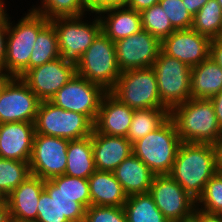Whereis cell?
I'll return each mask as SVG.
<instances>
[{
    "instance_id": "cell-1",
    "label": "cell",
    "mask_w": 222,
    "mask_h": 222,
    "mask_svg": "<svg viewBox=\"0 0 222 222\" xmlns=\"http://www.w3.org/2000/svg\"><path fill=\"white\" fill-rule=\"evenodd\" d=\"M218 171L213 144L181 142L169 175L197 201Z\"/></svg>"
},
{
    "instance_id": "cell-2",
    "label": "cell",
    "mask_w": 222,
    "mask_h": 222,
    "mask_svg": "<svg viewBox=\"0 0 222 222\" xmlns=\"http://www.w3.org/2000/svg\"><path fill=\"white\" fill-rule=\"evenodd\" d=\"M174 121L181 142L215 144L222 133L210 99L190 98L174 107Z\"/></svg>"
},
{
    "instance_id": "cell-3",
    "label": "cell",
    "mask_w": 222,
    "mask_h": 222,
    "mask_svg": "<svg viewBox=\"0 0 222 222\" xmlns=\"http://www.w3.org/2000/svg\"><path fill=\"white\" fill-rule=\"evenodd\" d=\"M25 15L16 25L8 17L6 58L1 71L12 77L21 78L29 70L37 35L49 23V19L32 9Z\"/></svg>"
},
{
    "instance_id": "cell-4",
    "label": "cell",
    "mask_w": 222,
    "mask_h": 222,
    "mask_svg": "<svg viewBox=\"0 0 222 222\" xmlns=\"http://www.w3.org/2000/svg\"><path fill=\"white\" fill-rule=\"evenodd\" d=\"M180 144L176 125L169 116L157 129L134 142L132 148L155 175H169Z\"/></svg>"
},
{
    "instance_id": "cell-5",
    "label": "cell",
    "mask_w": 222,
    "mask_h": 222,
    "mask_svg": "<svg viewBox=\"0 0 222 222\" xmlns=\"http://www.w3.org/2000/svg\"><path fill=\"white\" fill-rule=\"evenodd\" d=\"M76 73L109 92L121 71L117 63L114 42L101 32L77 60Z\"/></svg>"
},
{
    "instance_id": "cell-6",
    "label": "cell",
    "mask_w": 222,
    "mask_h": 222,
    "mask_svg": "<svg viewBox=\"0 0 222 222\" xmlns=\"http://www.w3.org/2000/svg\"><path fill=\"white\" fill-rule=\"evenodd\" d=\"M109 93L130 108H166L159 96L156 74L152 67L121 72Z\"/></svg>"
},
{
    "instance_id": "cell-7",
    "label": "cell",
    "mask_w": 222,
    "mask_h": 222,
    "mask_svg": "<svg viewBox=\"0 0 222 222\" xmlns=\"http://www.w3.org/2000/svg\"><path fill=\"white\" fill-rule=\"evenodd\" d=\"M93 129L94 123L86 115L64 110L50 101H40L35 134L76 140L90 136Z\"/></svg>"
},
{
    "instance_id": "cell-8",
    "label": "cell",
    "mask_w": 222,
    "mask_h": 222,
    "mask_svg": "<svg viewBox=\"0 0 222 222\" xmlns=\"http://www.w3.org/2000/svg\"><path fill=\"white\" fill-rule=\"evenodd\" d=\"M162 104L171 111L191 98V68L160 51L152 66Z\"/></svg>"
},
{
    "instance_id": "cell-9",
    "label": "cell",
    "mask_w": 222,
    "mask_h": 222,
    "mask_svg": "<svg viewBox=\"0 0 222 222\" xmlns=\"http://www.w3.org/2000/svg\"><path fill=\"white\" fill-rule=\"evenodd\" d=\"M82 19L83 17L79 16L57 17L49 20L57 33L61 57L75 63L102 32L98 15L91 23L84 22Z\"/></svg>"
},
{
    "instance_id": "cell-10",
    "label": "cell",
    "mask_w": 222,
    "mask_h": 222,
    "mask_svg": "<svg viewBox=\"0 0 222 222\" xmlns=\"http://www.w3.org/2000/svg\"><path fill=\"white\" fill-rule=\"evenodd\" d=\"M106 93L100 85L76 73L55 93L50 102L64 110L86 115L94 123Z\"/></svg>"
},
{
    "instance_id": "cell-11",
    "label": "cell",
    "mask_w": 222,
    "mask_h": 222,
    "mask_svg": "<svg viewBox=\"0 0 222 222\" xmlns=\"http://www.w3.org/2000/svg\"><path fill=\"white\" fill-rule=\"evenodd\" d=\"M149 193L170 222L193 217L196 201L170 175H155Z\"/></svg>"
},
{
    "instance_id": "cell-12",
    "label": "cell",
    "mask_w": 222,
    "mask_h": 222,
    "mask_svg": "<svg viewBox=\"0 0 222 222\" xmlns=\"http://www.w3.org/2000/svg\"><path fill=\"white\" fill-rule=\"evenodd\" d=\"M68 144L64 138L35 134L29 161L31 175L48 180L65 174Z\"/></svg>"
},
{
    "instance_id": "cell-13",
    "label": "cell",
    "mask_w": 222,
    "mask_h": 222,
    "mask_svg": "<svg viewBox=\"0 0 222 222\" xmlns=\"http://www.w3.org/2000/svg\"><path fill=\"white\" fill-rule=\"evenodd\" d=\"M40 100L19 77H12L0 95V124L34 122Z\"/></svg>"
},
{
    "instance_id": "cell-14",
    "label": "cell",
    "mask_w": 222,
    "mask_h": 222,
    "mask_svg": "<svg viewBox=\"0 0 222 222\" xmlns=\"http://www.w3.org/2000/svg\"><path fill=\"white\" fill-rule=\"evenodd\" d=\"M75 74V62L59 57L39 67L29 69L21 79L40 101H50Z\"/></svg>"
},
{
    "instance_id": "cell-15",
    "label": "cell",
    "mask_w": 222,
    "mask_h": 222,
    "mask_svg": "<svg viewBox=\"0 0 222 222\" xmlns=\"http://www.w3.org/2000/svg\"><path fill=\"white\" fill-rule=\"evenodd\" d=\"M120 71L152 67L161 51V41L141 30L114 42Z\"/></svg>"
},
{
    "instance_id": "cell-16",
    "label": "cell",
    "mask_w": 222,
    "mask_h": 222,
    "mask_svg": "<svg viewBox=\"0 0 222 222\" xmlns=\"http://www.w3.org/2000/svg\"><path fill=\"white\" fill-rule=\"evenodd\" d=\"M210 42L192 29L175 30L161 41V51L192 68L209 57Z\"/></svg>"
},
{
    "instance_id": "cell-17",
    "label": "cell",
    "mask_w": 222,
    "mask_h": 222,
    "mask_svg": "<svg viewBox=\"0 0 222 222\" xmlns=\"http://www.w3.org/2000/svg\"><path fill=\"white\" fill-rule=\"evenodd\" d=\"M45 180L30 175L7 196L4 213L16 222H36L38 203Z\"/></svg>"
},
{
    "instance_id": "cell-18",
    "label": "cell",
    "mask_w": 222,
    "mask_h": 222,
    "mask_svg": "<svg viewBox=\"0 0 222 222\" xmlns=\"http://www.w3.org/2000/svg\"><path fill=\"white\" fill-rule=\"evenodd\" d=\"M34 122L0 124V157L29 162L32 154Z\"/></svg>"
},
{
    "instance_id": "cell-19",
    "label": "cell",
    "mask_w": 222,
    "mask_h": 222,
    "mask_svg": "<svg viewBox=\"0 0 222 222\" xmlns=\"http://www.w3.org/2000/svg\"><path fill=\"white\" fill-rule=\"evenodd\" d=\"M133 114L134 109L120 103L107 92L101 100L94 130L108 136L126 137Z\"/></svg>"
},
{
    "instance_id": "cell-20",
    "label": "cell",
    "mask_w": 222,
    "mask_h": 222,
    "mask_svg": "<svg viewBox=\"0 0 222 222\" xmlns=\"http://www.w3.org/2000/svg\"><path fill=\"white\" fill-rule=\"evenodd\" d=\"M91 138L96 170L113 172L133 153L132 143L126 137L108 136L93 129Z\"/></svg>"
},
{
    "instance_id": "cell-21",
    "label": "cell",
    "mask_w": 222,
    "mask_h": 222,
    "mask_svg": "<svg viewBox=\"0 0 222 222\" xmlns=\"http://www.w3.org/2000/svg\"><path fill=\"white\" fill-rule=\"evenodd\" d=\"M97 14L101 21L102 32L113 42L143 30L141 14L127 6L108 8Z\"/></svg>"
},
{
    "instance_id": "cell-22",
    "label": "cell",
    "mask_w": 222,
    "mask_h": 222,
    "mask_svg": "<svg viewBox=\"0 0 222 222\" xmlns=\"http://www.w3.org/2000/svg\"><path fill=\"white\" fill-rule=\"evenodd\" d=\"M90 206L123 207L128 196L113 172L96 170L89 178Z\"/></svg>"
},
{
    "instance_id": "cell-23",
    "label": "cell",
    "mask_w": 222,
    "mask_h": 222,
    "mask_svg": "<svg viewBox=\"0 0 222 222\" xmlns=\"http://www.w3.org/2000/svg\"><path fill=\"white\" fill-rule=\"evenodd\" d=\"M127 196L148 193L155 174L133 153L114 171Z\"/></svg>"
},
{
    "instance_id": "cell-24",
    "label": "cell",
    "mask_w": 222,
    "mask_h": 222,
    "mask_svg": "<svg viewBox=\"0 0 222 222\" xmlns=\"http://www.w3.org/2000/svg\"><path fill=\"white\" fill-rule=\"evenodd\" d=\"M191 98L210 99L222 90V67L208 57L191 68Z\"/></svg>"
},
{
    "instance_id": "cell-25",
    "label": "cell",
    "mask_w": 222,
    "mask_h": 222,
    "mask_svg": "<svg viewBox=\"0 0 222 222\" xmlns=\"http://www.w3.org/2000/svg\"><path fill=\"white\" fill-rule=\"evenodd\" d=\"M95 171L91 135L69 140L65 175L88 179Z\"/></svg>"
},
{
    "instance_id": "cell-26",
    "label": "cell",
    "mask_w": 222,
    "mask_h": 222,
    "mask_svg": "<svg viewBox=\"0 0 222 222\" xmlns=\"http://www.w3.org/2000/svg\"><path fill=\"white\" fill-rule=\"evenodd\" d=\"M123 208L127 222H170L157 208L149 192L128 196Z\"/></svg>"
},
{
    "instance_id": "cell-27",
    "label": "cell",
    "mask_w": 222,
    "mask_h": 222,
    "mask_svg": "<svg viewBox=\"0 0 222 222\" xmlns=\"http://www.w3.org/2000/svg\"><path fill=\"white\" fill-rule=\"evenodd\" d=\"M167 108L136 109L126 138L133 144L157 129L168 117Z\"/></svg>"
},
{
    "instance_id": "cell-28",
    "label": "cell",
    "mask_w": 222,
    "mask_h": 222,
    "mask_svg": "<svg viewBox=\"0 0 222 222\" xmlns=\"http://www.w3.org/2000/svg\"><path fill=\"white\" fill-rule=\"evenodd\" d=\"M61 57L57 33L49 22L37 35L29 59V69H33Z\"/></svg>"
},
{
    "instance_id": "cell-29",
    "label": "cell",
    "mask_w": 222,
    "mask_h": 222,
    "mask_svg": "<svg viewBox=\"0 0 222 222\" xmlns=\"http://www.w3.org/2000/svg\"><path fill=\"white\" fill-rule=\"evenodd\" d=\"M191 29L210 39L222 37V7L217 0H208L193 16Z\"/></svg>"
},
{
    "instance_id": "cell-30",
    "label": "cell",
    "mask_w": 222,
    "mask_h": 222,
    "mask_svg": "<svg viewBox=\"0 0 222 222\" xmlns=\"http://www.w3.org/2000/svg\"><path fill=\"white\" fill-rule=\"evenodd\" d=\"M30 175L29 162L0 157V191L6 197Z\"/></svg>"
},
{
    "instance_id": "cell-31",
    "label": "cell",
    "mask_w": 222,
    "mask_h": 222,
    "mask_svg": "<svg viewBox=\"0 0 222 222\" xmlns=\"http://www.w3.org/2000/svg\"><path fill=\"white\" fill-rule=\"evenodd\" d=\"M41 7L32 6V10L44 15L47 19L57 17H79L89 11L86 0H42Z\"/></svg>"
},
{
    "instance_id": "cell-32",
    "label": "cell",
    "mask_w": 222,
    "mask_h": 222,
    "mask_svg": "<svg viewBox=\"0 0 222 222\" xmlns=\"http://www.w3.org/2000/svg\"><path fill=\"white\" fill-rule=\"evenodd\" d=\"M140 14L143 29L160 41L175 31L159 3L145 9Z\"/></svg>"
},
{
    "instance_id": "cell-33",
    "label": "cell",
    "mask_w": 222,
    "mask_h": 222,
    "mask_svg": "<svg viewBox=\"0 0 222 222\" xmlns=\"http://www.w3.org/2000/svg\"><path fill=\"white\" fill-rule=\"evenodd\" d=\"M44 189L56 201L59 211L70 222H84L86 209L74 198L60 190L50 179L45 180Z\"/></svg>"
},
{
    "instance_id": "cell-34",
    "label": "cell",
    "mask_w": 222,
    "mask_h": 222,
    "mask_svg": "<svg viewBox=\"0 0 222 222\" xmlns=\"http://www.w3.org/2000/svg\"><path fill=\"white\" fill-rule=\"evenodd\" d=\"M60 190L74 198L85 209L90 207V189L88 179L59 175L50 179Z\"/></svg>"
},
{
    "instance_id": "cell-35",
    "label": "cell",
    "mask_w": 222,
    "mask_h": 222,
    "mask_svg": "<svg viewBox=\"0 0 222 222\" xmlns=\"http://www.w3.org/2000/svg\"><path fill=\"white\" fill-rule=\"evenodd\" d=\"M196 207L208 213H218L222 210V173L220 171L206 183L201 196L196 201Z\"/></svg>"
},
{
    "instance_id": "cell-36",
    "label": "cell",
    "mask_w": 222,
    "mask_h": 222,
    "mask_svg": "<svg viewBox=\"0 0 222 222\" xmlns=\"http://www.w3.org/2000/svg\"><path fill=\"white\" fill-rule=\"evenodd\" d=\"M159 4L175 30L191 29L193 16L188 12L182 0H160Z\"/></svg>"
},
{
    "instance_id": "cell-37",
    "label": "cell",
    "mask_w": 222,
    "mask_h": 222,
    "mask_svg": "<svg viewBox=\"0 0 222 222\" xmlns=\"http://www.w3.org/2000/svg\"><path fill=\"white\" fill-rule=\"evenodd\" d=\"M84 222H127L123 207L93 205L86 209Z\"/></svg>"
},
{
    "instance_id": "cell-38",
    "label": "cell",
    "mask_w": 222,
    "mask_h": 222,
    "mask_svg": "<svg viewBox=\"0 0 222 222\" xmlns=\"http://www.w3.org/2000/svg\"><path fill=\"white\" fill-rule=\"evenodd\" d=\"M38 216L36 222H70L59 211V206L44 189L38 203Z\"/></svg>"
},
{
    "instance_id": "cell-39",
    "label": "cell",
    "mask_w": 222,
    "mask_h": 222,
    "mask_svg": "<svg viewBox=\"0 0 222 222\" xmlns=\"http://www.w3.org/2000/svg\"><path fill=\"white\" fill-rule=\"evenodd\" d=\"M5 10L0 15V70L3 68L6 58V44H7V32H8V15Z\"/></svg>"
},
{
    "instance_id": "cell-40",
    "label": "cell",
    "mask_w": 222,
    "mask_h": 222,
    "mask_svg": "<svg viewBox=\"0 0 222 222\" xmlns=\"http://www.w3.org/2000/svg\"><path fill=\"white\" fill-rule=\"evenodd\" d=\"M127 0H86L87 7L91 11V13H99L102 10L112 8V7H119L125 6Z\"/></svg>"
},
{
    "instance_id": "cell-41",
    "label": "cell",
    "mask_w": 222,
    "mask_h": 222,
    "mask_svg": "<svg viewBox=\"0 0 222 222\" xmlns=\"http://www.w3.org/2000/svg\"><path fill=\"white\" fill-rule=\"evenodd\" d=\"M209 57L222 67V37L211 39Z\"/></svg>"
},
{
    "instance_id": "cell-42",
    "label": "cell",
    "mask_w": 222,
    "mask_h": 222,
    "mask_svg": "<svg viewBox=\"0 0 222 222\" xmlns=\"http://www.w3.org/2000/svg\"><path fill=\"white\" fill-rule=\"evenodd\" d=\"M196 222H222L217 213H208L195 207L192 217Z\"/></svg>"
},
{
    "instance_id": "cell-43",
    "label": "cell",
    "mask_w": 222,
    "mask_h": 222,
    "mask_svg": "<svg viewBox=\"0 0 222 222\" xmlns=\"http://www.w3.org/2000/svg\"><path fill=\"white\" fill-rule=\"evenodd\" d=\"M160 0H127L125 6L141 13L145 9L158 4Z\"/></svg>"
},
{
    "instance_id": "cell-44",
    "label": "cell",
    "mask_w": 222,
    "mask_h": 222,
    "mask_svg": "<svg viewBox=\"0 0 222 222\" xmlns=\"http://www.w3.org/2000/svg\"><path fill=\"white\" fill-rule=\"evenodd\" d=\"M219 126L222 129V90L210 98Z\"/></svg>"
},
{
    "instance_id": "cell-45",
    "label": "cell",
    "mask_w": 222,
    "mask_h": 222,
    "mask_svg": "<svg viewBox=\"0 0 222 222\" xmlns=\"http://www.w3.org/2000/svg\"><path fill=\"white\" fill-rule=\"evenodd\" d=\"M188 12L194 16L208 0H182Z\"/></svg>"
},
{
    "instance_id": "cell-46",
    "label": "cell",
    "mask_w": 222,
    "mask_h": 222,
    "mask_svg": "<svg viewBox=\"0 0 222 222\" xmlns=\"http://www.w3.org/2000/svg\"><path fill=\"white\" fill-rule=\"evenodd\" d=\"M216 149V159L218 170L222 167V133L214 144Z\"/></svg>"
},
{
    "instance_id": "cell-47",
    "label": "cell",
    "mask_w": 222,
    "mask_h": 222,
    "mask_svg": "<svg viewBox=\"0 0 222 222\" xmlns=\"http://www.w3.org/2000/svg\"><path fill=\"white\" fill-rule=\"evenodd\" d=\"M12 78V76L5 74L0 70V95L3 91L5 84Z\"/></svg>"
},
{
    "instance_id": "cell-48",
    "label": "cell",
    "mask_w": 222,
    "mask_h": 222,
    "mask_svg": "<svg viewBox=\"0 0 222 222\" xmlns=\"http://www.w3.org/2000/svg\"><path fill=\"white\" fill-rule=\"evenodd\" d=\"M7 205V197L0 191V208L5 211Z\"/></svg>"
},
{
    "instance_id": "cell-49",
    "label": "cell",
    "mask_w": 222,
    "mask_h": 222,
    "mask_svg": "<svg viewBox=\"0 0 222 222\" xmlns=\"http://www.w3.org/2000/svg\"><path fill=\"white\" fill-rule=\"evenodd\" d=\"M0 222H16L13 218H10L5 213L0 216Z\"/></svg>"
},
{
    "instance_id": "cell-50",
    "label": "cell",
    "mask_w": 222,
    "mask_h": 222,
    "mask_svg": "<svg viewBox=\"0 0 222 222\" xmlns=\"http://www.w3.org/2000/svg\"><path fill=\"white\" fill-rule=\"evenodd\" d=\"M4 5V0H0V15L6 10Z\"/></svg>"
},
{
    "instance_id": "cell-51",
    "label": "cell",
    "mask_w": 222,
    "mask_h": 222,
    "mask_svg": "<svg viewBox=\"0 0 222 222\" xmlns=\"http://www.w3.org/2000/svg\"><path fill=\"white\" fill-rule=\"evenodd\" d=\"M180 222H196V221L193 218H190V219L183 220V221H180Z\"/></svg>"
},
{
    "instance_id": "cell-52",
    "label": "cell",
    "mask_w": 222,
    "mask_h": 222,
    "mask_svg": "<svg viewBox=\"0 0 222 222\" xmlns=\"http://www.w3.org/2000/svg\"><path fill=\"white\" fill-rule=\"evenodd\" d=\"M219 216H220V218L222 219V210L220 211V212H218L217 213Z\"/></svg>"
},
{
    "instance_id": "cell-53",
    "label": "cell",
    "mask_w": 222,
    "mask_h": 222,
    "mask_svg": "<svg viewBox=\"0 0 222 222\" xmlns=\"http://www.w3.org/2000/svg\"><path fill=\"white\" fill-rule=\"evenodd\" d=\"M217 2L220 4V6L222 7V0H217Z\"/></svg>"
},
{
    "instance_id": "cell-54",
    "label": "cell",
    "mask_w": 222,
    "mask_h": 222,
    "mask_svg": "<svg viewBox=\"0 0 222 222\" xmlns=\"http://www.w3.org/2000/svg\"><path fill=\"white\" fill-rule=\"evenodd\" d=\"M4 213V211L0 208V216Z\"/></svg>"
}]
</instances>
